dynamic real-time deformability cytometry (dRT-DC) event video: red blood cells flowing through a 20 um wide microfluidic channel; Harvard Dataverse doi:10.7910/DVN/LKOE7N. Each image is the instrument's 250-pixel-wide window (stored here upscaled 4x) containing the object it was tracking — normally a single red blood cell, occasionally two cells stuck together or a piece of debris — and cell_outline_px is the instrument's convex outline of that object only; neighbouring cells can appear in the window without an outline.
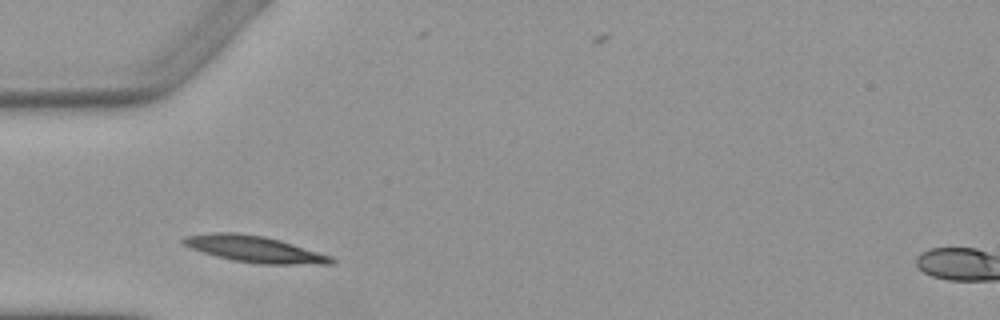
{"species": "Egyptian fruit bat (a non-hibernating species)", "species_latin": "Rousettus aegyptiacus", "temperature_condition": "warm", "stored_images_in_passage": 2, "camera_frame_rate_fps": 3000, "um_per_image_px": 0.085, "animal": {"sex": "female"}, "frame": {"image": 1, "passage_image": 1, "time_ms": 0.0, "image_size_px": [1000, 320], "cell_outline_px": [[336, 260], [332, 264], [260, 264], [232, 260], [216, 256], [180, 244], [180, 240], [184, 236], [212, 232], [236, 232], [264, 236], [280, 240], [332, 256]], "centroid_in_image_um": [21.61, 21.16], "position_along_channel_um": 63.4, "area_um2": 22.83}}